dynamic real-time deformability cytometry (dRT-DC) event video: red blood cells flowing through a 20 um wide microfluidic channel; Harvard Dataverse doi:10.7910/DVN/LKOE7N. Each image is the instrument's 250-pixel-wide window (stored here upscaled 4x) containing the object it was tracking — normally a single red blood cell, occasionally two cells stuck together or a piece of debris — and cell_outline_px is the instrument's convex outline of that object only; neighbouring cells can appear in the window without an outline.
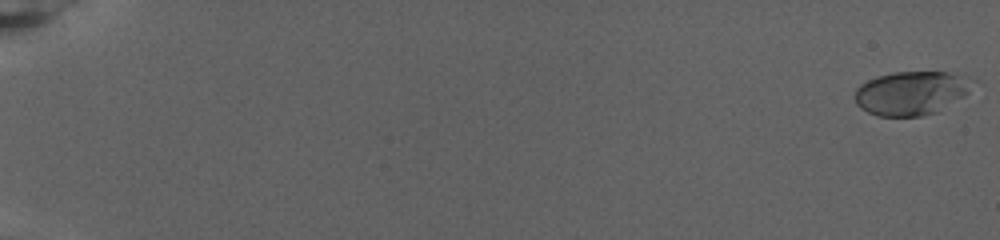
{"species": "human", "species_latin": "Homo sapiens", "temperature_condition": "warm", "stored_images_in_passage": 83, "camera_frame_rate_fps": 3000, "um_per_image_px": 0.085, "donor": {"sex": "female"}, "frame": {"image": 1, "passage_image": 1, "time_ms": 0.0, "image_size_px": [1000, 240], "cell_outline_px": [[984, 84], [964, 96], [936, 112], [920, 116], [876, 116], [860, 108], [856, 104], [856, 88], [860, 84], [876, 76], [892, 72], [948, 72], [968, 76], [980, 80]], "centroid_in_image_um": [77.59, 7.88], "position_along_channel_um": 7.4, "area_um2": 30.87}}
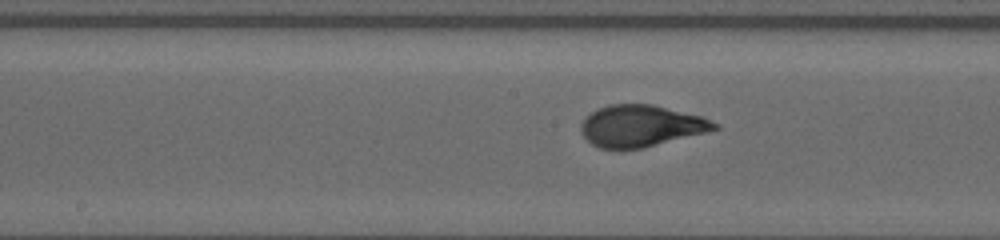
{"frame": {"image": 2, "passage_image": 47, "time_ms": 15.333, "image_size_px": [1000, 240], "cell_outline_px": [[720, 128], [708, 132], [644, 148], [600, 148], [592, 144], [584, 136], [580, 128], [580, 124], [596, 108], [608, 104], [652, 104], [700, 116], [720, 124]], "centroid_in_image_um": [54.5, 10.7], "position_along_channel_um": 193.7, "area_um2": 32.25}}
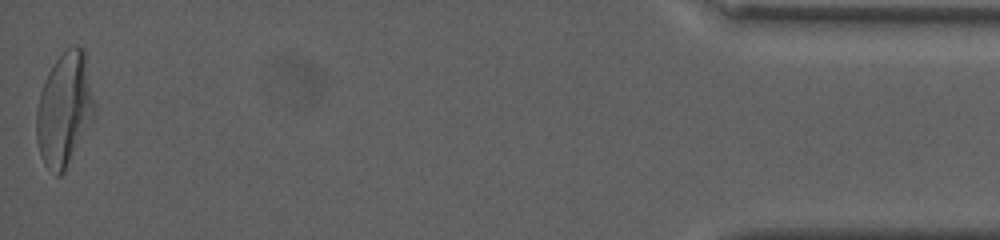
{"frame": {"image": 3, "passage_image": 83, "time_ms": 27.333, "image_size_px": [1000, 240], "cell_outline_px": [[96, 116], [64, 172], [60, 176], [56, 176], [44, 164], [40, 156], [36, 140], [36, 112], [40, 92], [48, 72], [56, 60], [68, 48], [84, 48], [96, 104]], "centroid_in_image_um": [5.5, 9.35], "position_along_channel_um": 429.7, "area_um2": 38.73}, "authors_computed_cell_mechanics": {"area_um2": 31.3276, "velocity_mm_per_s": 2.6226, "shape_relaxation_time_tau1_ms": 6.7296, "shape_relaxation_time_tau2_ms": null, "deformation_change_tau1": 0.219, "deformation_change_tau2": null}}